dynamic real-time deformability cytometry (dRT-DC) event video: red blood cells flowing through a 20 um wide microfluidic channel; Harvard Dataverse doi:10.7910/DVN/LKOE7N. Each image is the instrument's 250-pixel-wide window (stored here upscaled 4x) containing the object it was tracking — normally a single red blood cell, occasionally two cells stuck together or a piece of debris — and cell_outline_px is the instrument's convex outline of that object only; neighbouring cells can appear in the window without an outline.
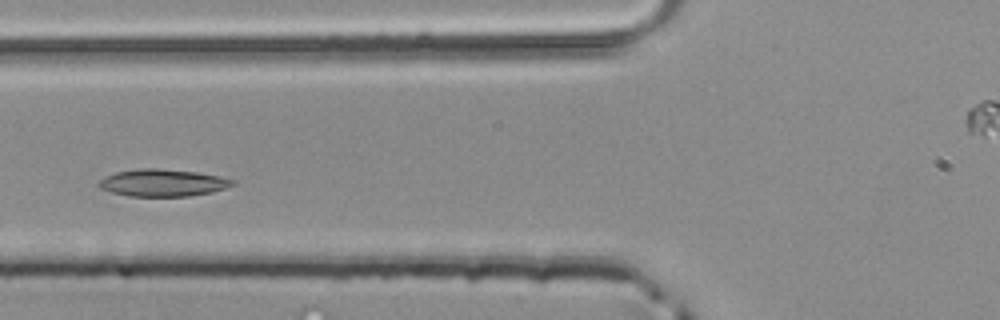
{"species": "common noctule bat (a hibernating species)", "species_latin": "Nyctalus noctula", "temperature_condition": "room temperature", "stored_images_in_passage": 28, "camera_frame_rate_fps": 3000, "um_per_image_px": 0.085, "animal": {"sex": "male", "body_mass_g": 20.4}, "frame": {"image": 1, "passage_image": 6, "time_ms": 1.667, "image_size_px": [1000, 320], "cell_outline_px": [[236, 184], [212, 192], [188, 196], [128, 196], [112, 192], [100, 188], [96, 184], [104, 176], [116, 172], [136, 168], [156, 168], [196, 172], [220, 176], [236, 180]], "centroid_in_image_um": [13.82, 15.53], "position_along_channel_um": 112.0, "area_um2": 21.27}}
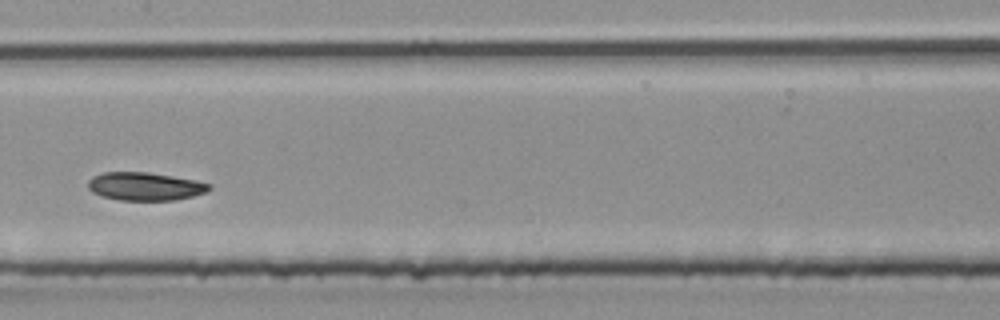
{"frame": {"image": 2, "passage_image": 12, "time_ms": 3.667, "image_size_px": [1000, 320], "cell_outline_px": [[212, 188], [204, 192], [192, 196], [176, 200], [120, 200], [100, 196], [92, 192], [88, 188], [88, 180], [92, 176], [104, 172], [148, 172], [196, 180], [212, 184]], "centroid_in_image_um": [12.31, 15.84], "position_along_channel_um": 195.1, "area_um2": 19.94}}
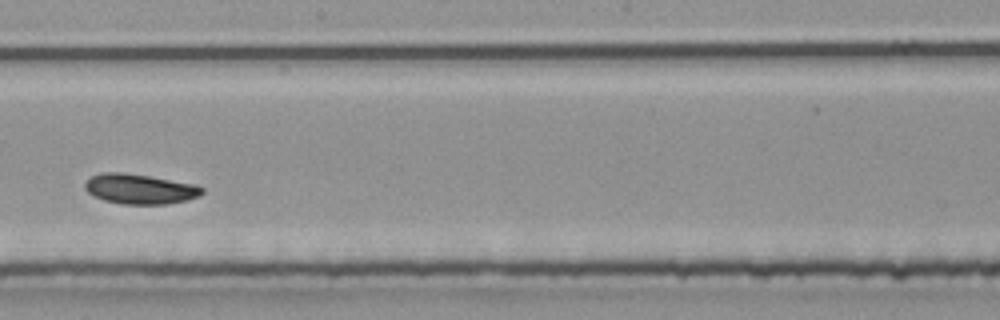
{"frame": {"image": 3, "passage_image": 15, "time_ms": 4.667, "image_size_px": [1000, 320], "cell_outline_px": [[204, 192], [200, 196], [188, 200], [168, 204], [124, 204], [104, 200], [92, 196], [84, 188], [84, 184], [92, 176], [104, 172], [120, 172], [148, 176], [196, 184], [204, 188]], "centroid_in_image_um": [11.92, 16.07], "position_along_channel_um": 236.3, "area_um2": 20.52}}